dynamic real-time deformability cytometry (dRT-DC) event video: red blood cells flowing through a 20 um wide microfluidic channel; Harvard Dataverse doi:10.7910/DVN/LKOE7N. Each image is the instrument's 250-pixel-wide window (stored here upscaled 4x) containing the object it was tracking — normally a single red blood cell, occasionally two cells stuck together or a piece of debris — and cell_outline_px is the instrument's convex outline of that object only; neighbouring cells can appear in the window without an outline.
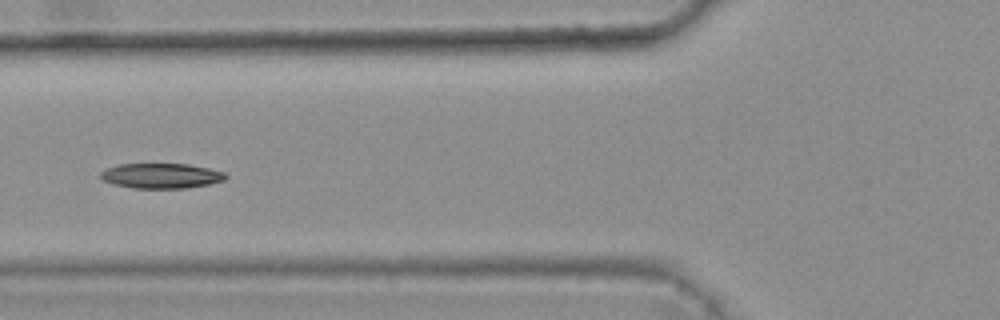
{"species": "common noctule bat (a hibernating species)", "species_latin": "Nyctalus noctula", "temperature_condition": "warm", "stored_images_in_passage": 9, "camera_frame_rate_fps": 3000, "um_per_image_px": 0.085, "animal": {"sex": "female", "body_mass_g": 25.1}, "frame": {"image": 1, "passage_image": 6, "time_ms": 1.667, "image_size_px": [1000, 320], "cell_outline_px": [[228, 176], [224, 180], [208, 184], [188, 188], [132, 188], [116, 184], [104, 180], [100, 176], [100, 172], [108, 168], [120, 164], [188, 164], [208, 168], [224, 172]], "centroid_in_image_um": [13.73, 14.94], "position_along_channel_um": 112.1, "area_um2": 18.09}}
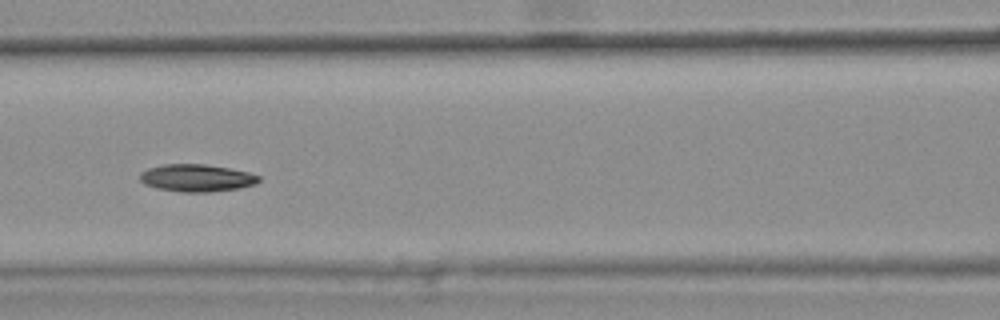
{"frame": {"image": 2, "passage_image": 7, "time_ms": 2.0, "image_size_px": [1000, 320], "cell_outline_px": [[260, 180], [256, 184], [240, 188], [208, 192], [180, 192], [156, 188], [144, 184], [140, 180], [140, 172], [148, 168], [164, 164], [204, 164], [228, 168], [248, 172], [260, 176]], "centroid_in_image_um": [16.7, 15.13], "position_along_channel_um": 149.9, "area_um2": 19.02}}